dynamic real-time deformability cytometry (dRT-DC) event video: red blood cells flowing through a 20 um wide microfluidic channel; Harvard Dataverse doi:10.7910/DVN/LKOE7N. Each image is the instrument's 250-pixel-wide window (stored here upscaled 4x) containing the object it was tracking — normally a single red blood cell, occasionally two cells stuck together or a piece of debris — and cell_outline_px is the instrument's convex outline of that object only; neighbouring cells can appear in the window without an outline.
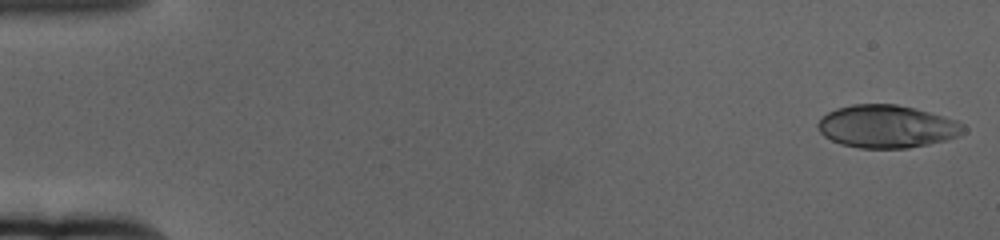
{"species": "human", "species_latin": "Homo sapiens", "temperature_condition": "cold", "stored_images_in_passage": 9, "segment_of_instrument_passage": [1, 2], "camera_frame_rate_fps": 3000, "um_per_image_px": 0.085, "donor": {"sex": "female"}, "frame": {"image": 1, "passage_image": 1, "time_ms": 0.0, "image_size_px": [1000, 240], "cell_outline_px": [[968, 132], [960, 136], [948, 140], [908, 148], [860, 148], [840, 144], [824, 136], [820, 132], [816, 124], [820, 116], [836, 108], [852, 104], [896, 104], [916, 108], [944, 116], [956, 120], [964, 124], [968, 128]], "centroid_in_image_um": [75.42, 10.75], "position_along_channel_um": 9.6, "area_um2": 36.88}}